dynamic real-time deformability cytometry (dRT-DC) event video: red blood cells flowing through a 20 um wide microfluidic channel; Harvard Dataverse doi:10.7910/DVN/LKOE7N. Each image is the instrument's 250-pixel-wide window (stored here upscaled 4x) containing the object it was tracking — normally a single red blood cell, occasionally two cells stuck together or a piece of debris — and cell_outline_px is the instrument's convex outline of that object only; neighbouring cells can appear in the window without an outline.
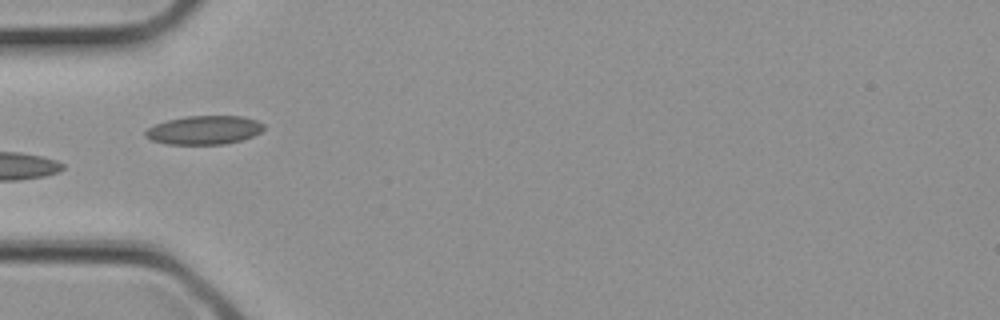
{"species": "common noctule bat (a hibernating species)", "species_latin": "Nyctalus noctula", "temperature_condition": "cold", "stored_images_in_passage": 3, "camera_frame_rate_fps": 3000, "um_per_image_px": 0.085, "animal": {"sex": "female", "body_mass_g": 21.9}, "frame": {"image": 1, "passage_image": 3, "time_ms": 0.667, "image_size_px": [1000, 320], "cell_outline_px": [[264, 128], [260, 132], [252, 136], [240, 140], [224, 144], [164, 144], [152, 140], [144, 136], [144, 132], [148, 128], [156, 124], [168, 120], [188, 116], [244, 116], [256, 120], [264, 124]], "centroid_in_image_um": [17.35, 11.05], "position_along_channel_um": 67.7, "area_um2": 19.71}}